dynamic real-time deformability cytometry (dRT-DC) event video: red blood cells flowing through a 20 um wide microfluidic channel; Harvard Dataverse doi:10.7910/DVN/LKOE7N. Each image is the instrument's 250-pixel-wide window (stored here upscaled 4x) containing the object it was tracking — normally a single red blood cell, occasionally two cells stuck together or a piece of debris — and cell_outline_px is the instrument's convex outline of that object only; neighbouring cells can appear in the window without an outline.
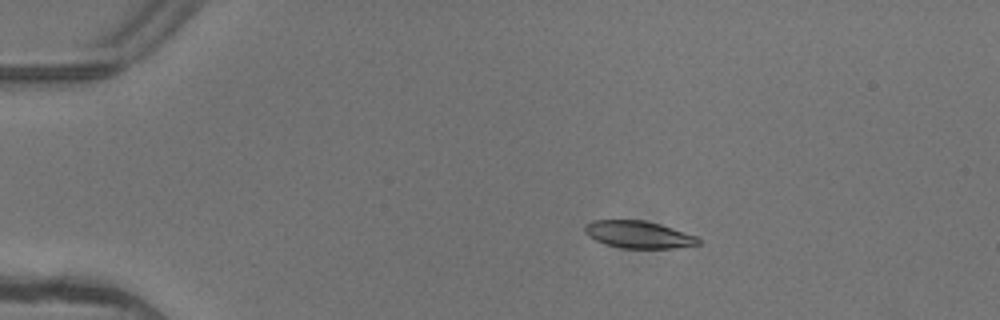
{"species": "common noctule bat (a hibernating species)", "species_latin": "Nyctalus noctula", "temperature_condition": "warm", "stored_images_in_passage": 5, "camera_frame_rate_fps": 3000, "um_per_image_px": 0.085, "animal": {"sex": "female"}, "frame": {"image": 1, "passage_image": 3, "time_ms": 0.667, "image_size_px": [1000, 320], "cell_outline_px": [[700, 244], [672, 248], [624, 248], [604, 244], [588, 236], [584, 232], [584, 224], [592, 220], [644, 220], [660, 224], [696, 236], [700, 240]], "centroid_in_image_um": [54.23, 19.93], "position_along_channel_um": 30.8, "area_um2": 17.98}}
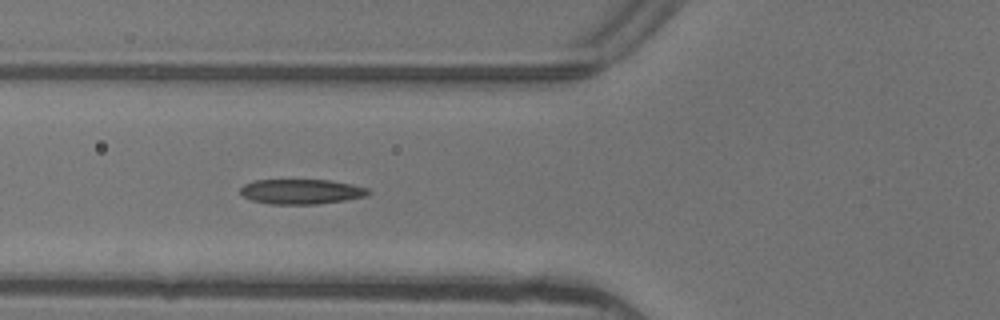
{"frame": {"image": 2, "passage_image": 5, "time_ms": 1.333, "image_size_px": [1000, 320], "cell_outline_px": [[372, 192], [368, 196], [344, 200], [316, 204], [268, 204], [252, 200], [244, 196], [240, 192], [240, 188], [244, 184], [252, 180], [328, 180], [352, 184], [368, 188]], "centroid_in_image_um": [25.62, 16.28], "position_along_channel_um": 100.2, "area_um2": 18.67}}